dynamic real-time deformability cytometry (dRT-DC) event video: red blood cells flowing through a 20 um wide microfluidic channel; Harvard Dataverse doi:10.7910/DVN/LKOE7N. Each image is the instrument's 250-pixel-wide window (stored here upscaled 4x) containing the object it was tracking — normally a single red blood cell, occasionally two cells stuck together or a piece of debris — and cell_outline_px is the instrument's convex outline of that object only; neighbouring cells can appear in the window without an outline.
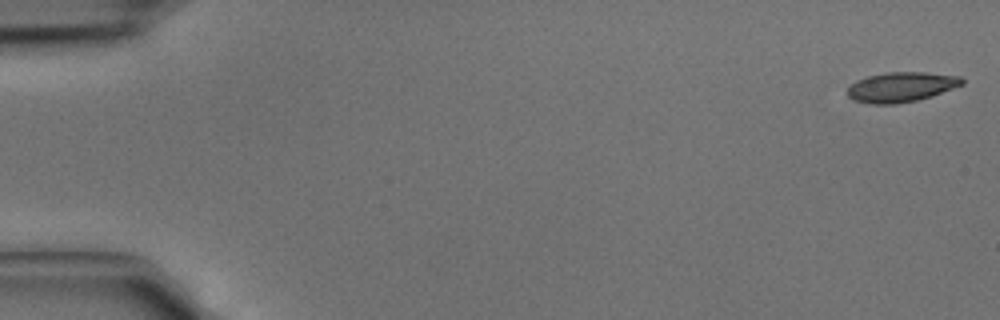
{"species": "common noctule bat (a hibernating species)", "species_latin": "Nyctalus noctula", "temperature_condition": "cold", "stored_images_in_passage": 4, "camera_frame_rate_fps": 3000, "um_per_image_px": 0.085, "animal": {"sex": "male", "body_mass_g": 15.6}, "frame": {"image": 1, "passage_image": 1, "time_ms": 0.0, "image_size_px": [1000, 320], "cell_outline_px": [[964, 84], [932, 96], [916, 100], [896, 104], [872, 104], [852, 100], [848, 96], [848, 88], [856, 80], [868, 76], [888, 72], [924, 72], [960, 76], [964, 80]], "centroid_in_image_um": [76.6, 7.4], "position_along_channel_um": 8.4, "area_um2": 19.94}}